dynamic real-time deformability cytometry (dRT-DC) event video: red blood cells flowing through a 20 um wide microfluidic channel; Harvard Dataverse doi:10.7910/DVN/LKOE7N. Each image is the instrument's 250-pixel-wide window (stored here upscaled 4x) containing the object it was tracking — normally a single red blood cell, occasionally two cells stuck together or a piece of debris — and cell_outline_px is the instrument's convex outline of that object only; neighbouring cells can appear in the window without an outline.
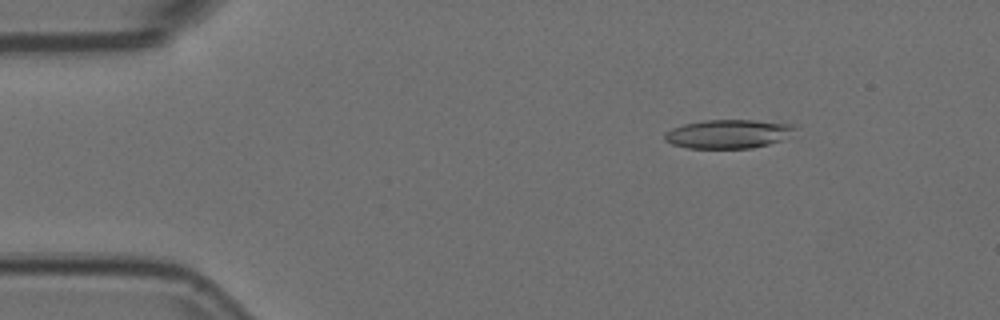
{"species": "Egyptian fruit bat (a non-hibernating species)", "species_latin": "Rousettus aegyptiacus", "temperature_condition": "room temperature", "stored_images_in_passage": 5, "camera_frame_rate_fps": 3000, "um_per_image_px": 0.085, "animal": {"sex": "female"}, "frame": {"image": 1, "passage_image": 2, "time_ms": 0.333, "image_size_px": [1000, 320], "cell_outline_px": [[800, 128], [780, 140], [768, 144], [752, 148], [688, 148], [672, 144], [664, 140], [664, 132], [672, 128], [684, 124], [704, 120], [752, 120], [792, 124]], "centroid_in_image_um": [61.88, 11.38], "position_along_channel_um": 23.1, "area_um2": 21.85}}
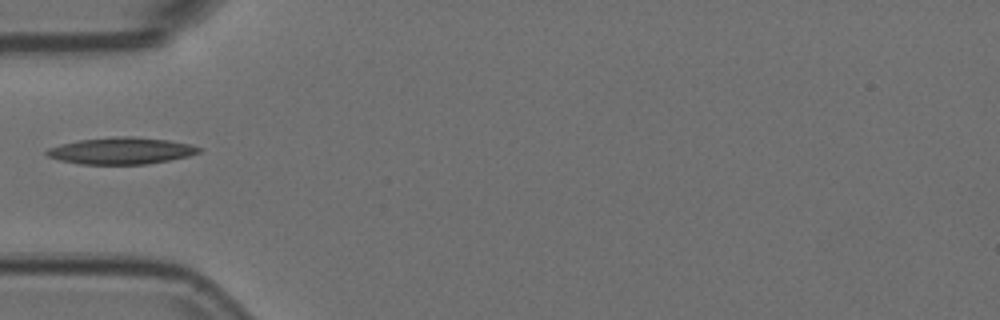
{"frame": {"image": 2, "passage_image": 5, "time_ms": 1.333, "image_size_px": [1000, 320], "cell_outline_px": [[204, 148], [200, 152], [188, 156], [148, 164], [80, 164], [60, 160], [48, 156], [44, 152], [48, 148], [60, 144], [80, 140], [120, 136], [132, 136], [168, 140], [192, 144]], "centroid_in_image_um": [10.33, 12.81], "position_along_channel_um": 74.7, "area_um2": 23.7}}